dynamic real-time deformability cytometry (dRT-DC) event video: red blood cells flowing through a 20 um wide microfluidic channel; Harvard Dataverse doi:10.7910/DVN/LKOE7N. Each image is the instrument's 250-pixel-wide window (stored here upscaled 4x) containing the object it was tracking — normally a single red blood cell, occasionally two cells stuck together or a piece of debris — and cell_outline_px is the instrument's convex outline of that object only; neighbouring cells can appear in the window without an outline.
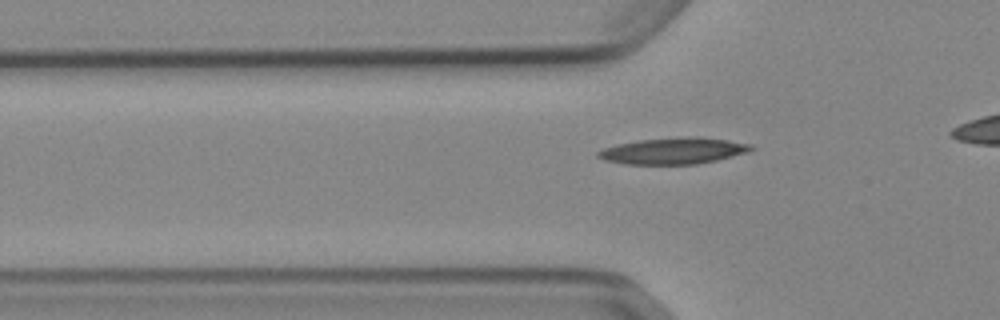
{"species": "Egyptian fruit bat (a non-hibernating species)", "species_latin": "Rousettus aegyptiacus", "temperature_condition": "cold", "stored_images_in_passage": 39, "camera_frame_rate_fps": 3000, "um_per_image_px": 0.085, "animal": {"sex": "female"}, "frame": {"image": 1, "passage_image": 13, "time_ms": 4.0, "image_size_px": [1000, 320], "cell_outline_px": [[756, 148], [744, 152], [716, 160], [696, 164], [624, 164], [604, 160], [596, 156], [596, 152], [604, 148], [616, 144], [640, 140], [696, 136], [700, 136], [728, 140], [752, 144]], "centroid_in_image_um": [57.21, 12.82], "position_along_channel_um": 68.6, "area_um2": 23.35}}
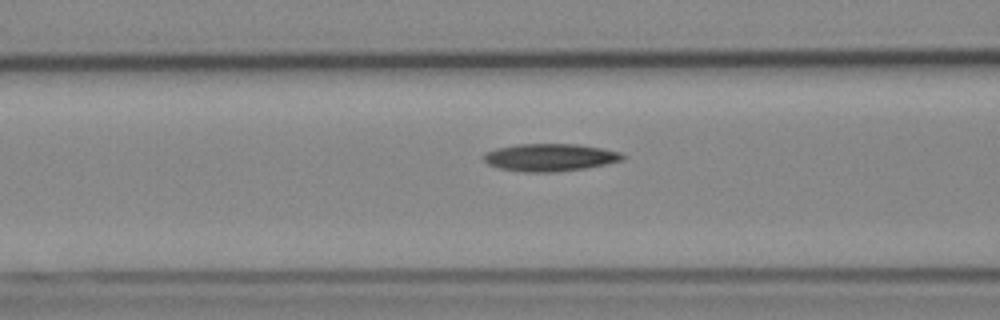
{"frame": {"image": 2, "passage_image": 17, "time_ms": 5.333, "image_size_px": [1000, 320], "cell_outline_px": [[624, 160], [584, 168], [556, 172], [524, 172], [500, 168], [488, 164], [484, 160], [484, 152], [496, 148], [516, 144], [576, 144], [600, 148], [620, 152], [624, 156]], "centroid_in_image_um": [46.71, 13.37], "position_along_channel_um": 119.9, "area_um2": 22.14}}
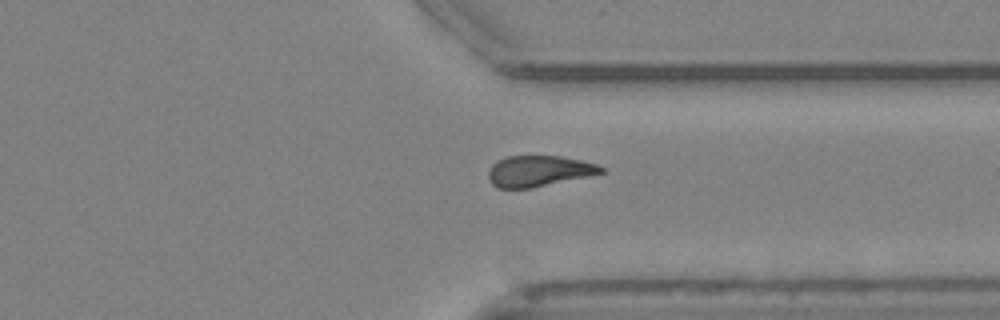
{"frame": {"image": 3, "passage_image": 36, "time_ms": 11.667, "image_size_px": [1000, 320], "cell_outline_px": [[604, 172], [588, 176], [532, 188], [496, 188], [492, 184], [488, 176], [488, 172], [492, 164], [496, 160], [504, 156], [560, 156], [580, 160], [596, 164], [604, 168]], "centroid_in_image_um": [45.75, 14.53], "position_along_channel_um": 365.6, "area_um2": 20.29}}